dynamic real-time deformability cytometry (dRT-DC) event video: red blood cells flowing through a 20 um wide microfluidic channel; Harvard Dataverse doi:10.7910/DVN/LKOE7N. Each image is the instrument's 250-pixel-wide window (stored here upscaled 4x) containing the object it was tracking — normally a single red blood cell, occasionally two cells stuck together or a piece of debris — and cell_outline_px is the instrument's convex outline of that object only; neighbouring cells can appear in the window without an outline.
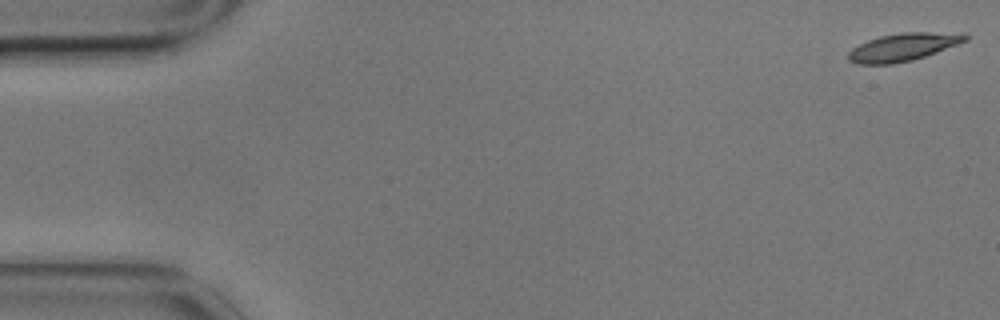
{"species": "common noctule bat (a hibernating species)", "species_latin": "Nyctalus noctula", "temperature_condition": "cold", "stored_images_in_passage": 15, "camera_frame_rate_fps": 3000, "um_per_image_px": 0.085, "animal": {"sex": "male", "body_mass_g": 17.9}, "frame": {"image": 1, "passage_image": 1, "time_ms": 0.0, "image_size_px": [1000, 320], "cell_outline_px": [[968, 40], [936, 52], [912, 60], [892, 64], [856, 64], [848, 60], [848, 52], [852, 48], [868, 40], [880, 36], [900, 32], [928, 32], [968, 36]], "centroid_in_image_um": [76.66, 4.02], "position_along_channel_um": 8.3, "area_um2": 18.5}}
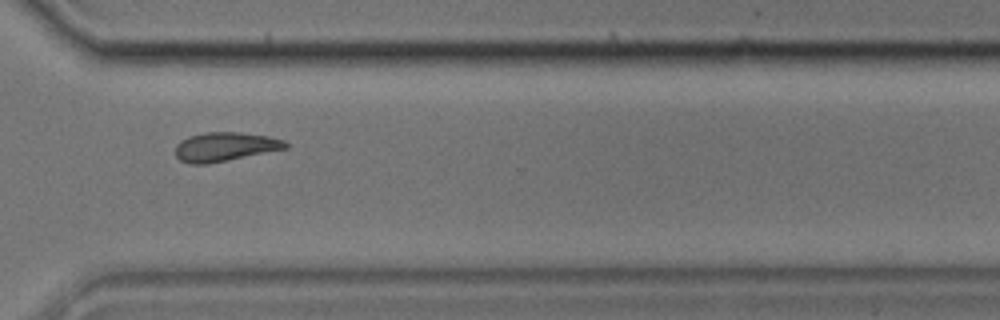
{"frame": {"image": 2, "passage_image": 12, "time_ms": 3.667, "image_size_px": [1000, 320], "cell_outline_px": [[288, 148], [208, 164], [192, 164], [180, 160], [176, 156], [176, 144], [180, 140], [188, 136], [204, 132], [240, 132], [268, 136], [284, 140], [288, 144]], "centroid_in_image_um": [19.11, 12.47], "position_along_channel_um": 351.5, "area_um2": 18.67}}
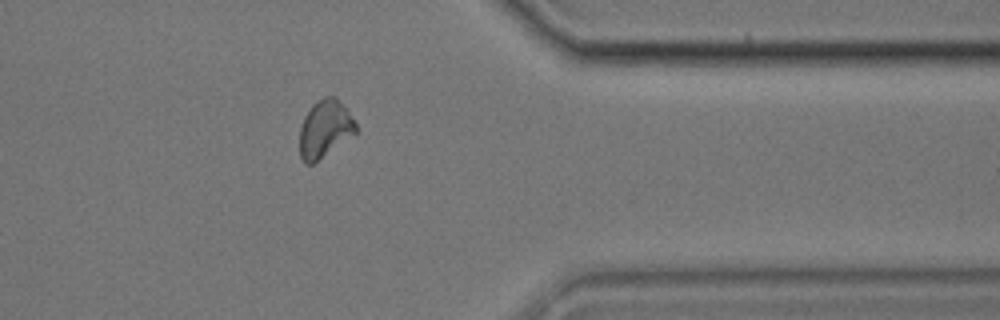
{"frame": {"image": 3, "passage_image": 13, "time_ms": 4.0, "image_size_px": [1000, 320], "cell_outline_px": [[356, 132], [312, 164], [304, 164], [300, 156], [300, 128], [304, 116], [312, 104], [316, 100], [324, 96], [336, 96], [348, 112], [356, 124]], "centroid_in_image_um": [27.57, 10.92], "position_along_channel_um": 383.8, "area_um2": 18.5}}